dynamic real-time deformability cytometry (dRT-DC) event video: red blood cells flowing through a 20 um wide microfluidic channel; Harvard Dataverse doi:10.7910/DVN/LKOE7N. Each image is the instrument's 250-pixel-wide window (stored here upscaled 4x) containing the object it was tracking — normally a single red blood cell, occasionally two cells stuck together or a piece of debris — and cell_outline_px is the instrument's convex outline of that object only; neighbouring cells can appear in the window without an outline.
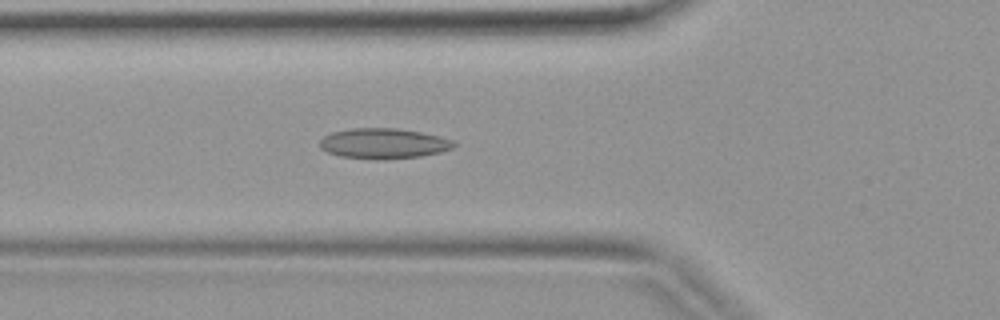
{"species": "common noctule bat (a hibernating species)", "species_latin": "Nyctalus noctula", "temperature_condition": "warm", "stored_images_in_passage": 37, "camera_frame_rate_fps": 3000, "um_per_image_px": 0.085, "animal": {"sex": "female", "body_mass_g": 19.9}, "frame": {"image": 1, "passage_image": 11, "time_ms": 3.333, "image_size_px": [1000, 320], "cell_outline_px": [[456, 144], [452, 148], [440, 152], [420, 156], [384, 160], [376, 160], [340, 156], [328, 152], [320, 148], [320, 140], [324, 136], [332, 132], [352, 128], [396, 128], [420, 132], [440, 136], [452, 140]], "centroid_in_image_um": [32.59, 12.2], "position_along_channel_um": 93.2, "area_um2": 23.76}}
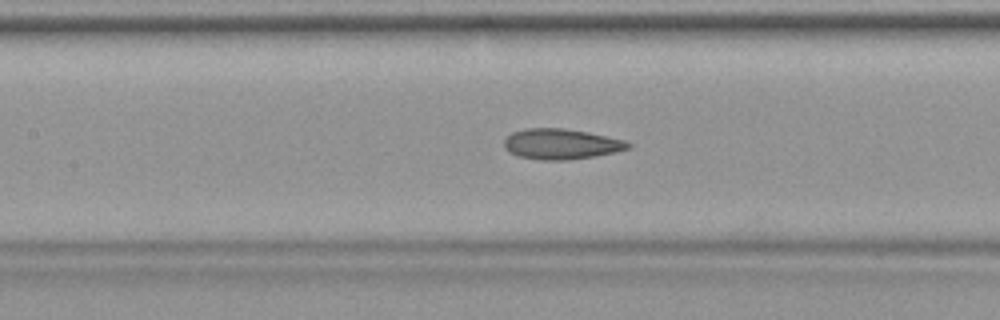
{"frame": {"image": 2, "passage_image": 15, "time_ms": 4.667, "image_size_px": [1000, 320], "cell_outline_px": [[632, 148], [616, 152], [596, 156], [568, 160], [540, 160], [516, 156], [508, 152], [504, 148], [504, 140], [512, 132], [524, 128], [564, 128], [588, 132], [624, 140], [632, 144]], "centroid_in_image_um": [47.69, 12.25], "position_along_channel_um": 159.7, "area_um2": 22.31}}
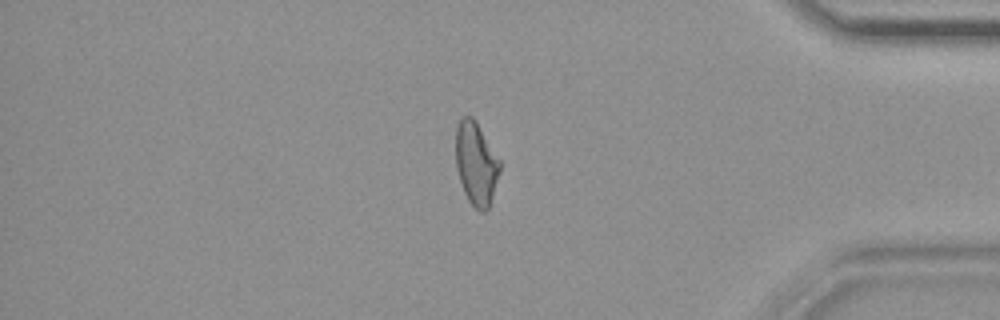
{"frame": {"image": 3, "passage_image": 31, "time_ms": 10.0, "image_size_px": [1000, 320], "cell_outline_px": [[500, 172], [488, 208], [484, 212], [480, 212], [468, 200], [464, 192], [456, 168], [456, 128], [460, 116], [472, 116], [476, 120], [500, 160]], "centroid_in_image_um": [40.46, 13.86], "position_along_channel_um": 394.7, "area_um2": 21.33}}